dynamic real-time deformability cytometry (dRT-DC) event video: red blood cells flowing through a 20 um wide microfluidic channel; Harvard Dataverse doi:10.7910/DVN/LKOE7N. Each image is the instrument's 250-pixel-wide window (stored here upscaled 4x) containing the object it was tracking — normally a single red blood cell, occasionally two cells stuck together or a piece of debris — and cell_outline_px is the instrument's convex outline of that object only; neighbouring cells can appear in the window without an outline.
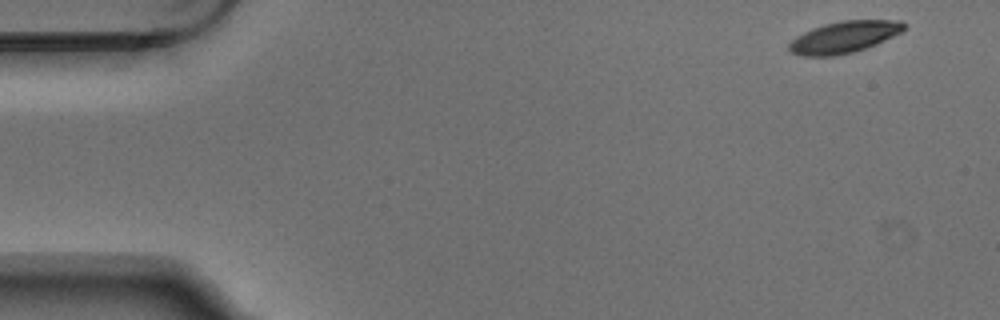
{"species": "Egyptian fruit bat (a non-hibernating species)", "species_latin": "Rousettus aegyptiacus", "temperature_condition": "warm", "stored_images_in_passage": 4, "camera_frame_rate_fps": 3000, "um_per_image_px": 0.085, "animal": {"sex": "male"}, "frame": {"image": 1, "passage_image": 1, "time_ms": 0.0, "image_size_px": [1000, 320], "cell_outline_px": [[908, 24], [900, 32], [876, 44], [852, 52], [832, 56], [804, 56], [792, 52], [788, 48], [788, 44], [796, 36], [812, 28], [824, 24], [840, 20], [900, 20]], "centroid_in_image_um": [71.74, 3.13], "position_along_channel_um": 13.3, "area_um2": 21.04}}
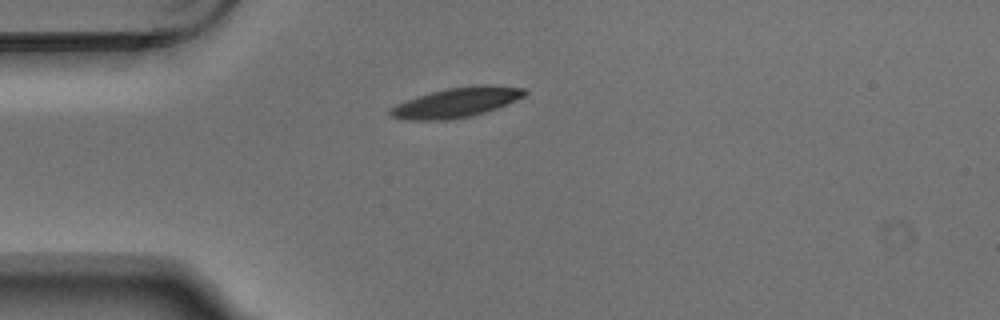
{"frame": {"image": 2, "passage_image": 4, "time_ms": 1.0, "image_size_px": [1000, 320], "cell_outline_px": [[528, 92], [524, 96], [516, 100], [496, 108], [472, 116], [448, 120], [408, 120], [392, 116], [388, 112], [396, 104], [416, 96], [448, 88], [472, 84], [488, 84], [524, 88]], "centroid_in_image_um": [38.82, 8.69], "position_along_channel_um": 46.2, "area_um2": 23.35}}